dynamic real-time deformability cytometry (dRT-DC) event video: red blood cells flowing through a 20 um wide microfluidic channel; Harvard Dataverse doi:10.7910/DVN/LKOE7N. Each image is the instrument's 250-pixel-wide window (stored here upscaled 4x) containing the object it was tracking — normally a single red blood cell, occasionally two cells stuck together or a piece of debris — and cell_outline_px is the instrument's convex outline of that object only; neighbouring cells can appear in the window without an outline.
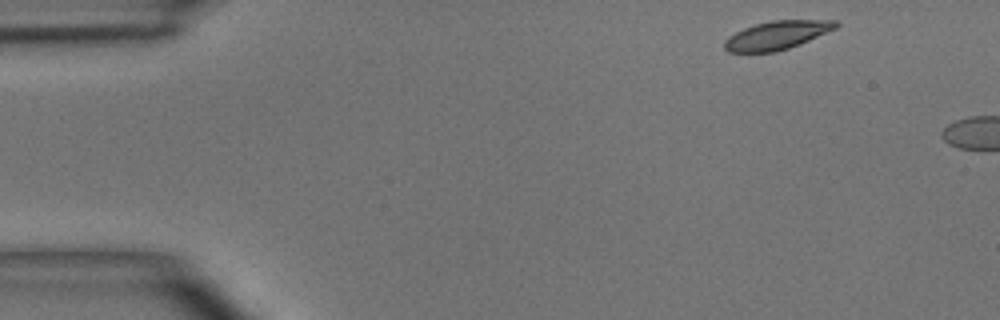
{"species": "common noctule bat (a hibernating species)", "species_latin": "Nyctalus noctula", "temperature_condition": "room temperature", "stored_images_in_passage": 2, "camera_frame_rate_fps": 3000, "um_per_image_px": 0.085, "animal": {"sex": "male", "body_mass_g": 15.6}, "frame": {"image": 1, "passage_image": 1, "time_ms": 0.0, "image_size_px": [1000, 320], "cell_outline_px": [[840, 24], [836, 28], [800, 44], [776, 52], [728, 52], [724, 48], [724, 40], [728, 36], [744, 28], [756, 24], [772, 20], [836, 20]], "centroid_in_image_um": [66.03, 2.99], "position_along_channel_um": 19.0, "area_um2": 18.44}}